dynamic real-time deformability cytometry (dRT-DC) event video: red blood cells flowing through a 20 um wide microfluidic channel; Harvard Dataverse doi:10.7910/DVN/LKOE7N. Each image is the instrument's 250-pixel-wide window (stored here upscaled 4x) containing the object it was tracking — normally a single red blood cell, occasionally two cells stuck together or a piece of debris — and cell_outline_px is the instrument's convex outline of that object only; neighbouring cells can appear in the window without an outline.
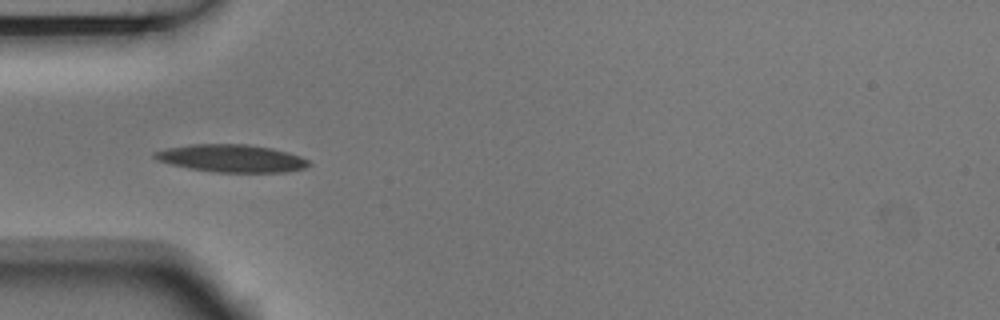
{"species": "Egyptian fruit bat (a non-hibernating species)", "species_latin": "Rousettus aegyptiacus", "temperature_condition": "room temperature", "stored_images_in_passage": 1, "camera_frame_rate_fps": 3000, "um_per_image_px": 0.085, "animal": {"sex": "male"}, "frame": {"image": 1, "passage_image": 1, "time_ms": 0.0, "image_size_px": [1000, 320], "cell_outline_px": [[312, 164], [304, 168], [288, 172], [216, 172], [188, 168], [156, 160], [152, 156], [152, 152], [164, 148], [188, 144], [248, 144], [272, 148], [288, 152], [300, 156], [308, 160]], "centroid_in_image_um": [19.66, 13.45], "position_along_channel_um": 65.3, "area_um2": 25.03}}